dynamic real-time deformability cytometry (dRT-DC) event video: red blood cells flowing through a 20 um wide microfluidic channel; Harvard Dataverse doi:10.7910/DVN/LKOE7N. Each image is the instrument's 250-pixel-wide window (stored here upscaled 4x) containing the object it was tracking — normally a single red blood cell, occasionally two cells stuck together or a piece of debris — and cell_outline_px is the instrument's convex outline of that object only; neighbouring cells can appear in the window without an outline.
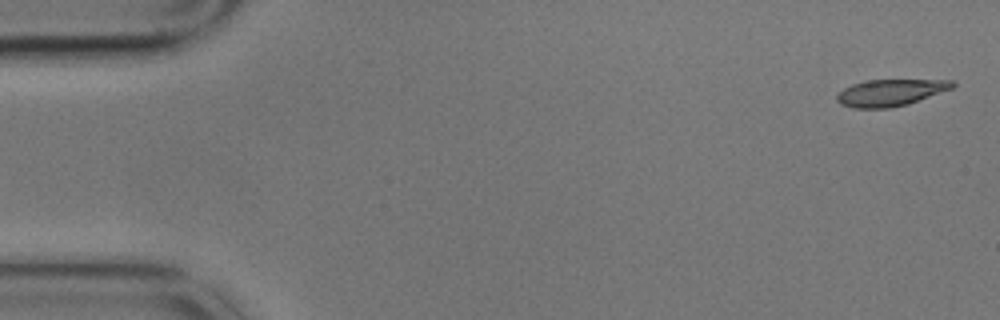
{"species": "common noctule bat (a hibernating species)", "species_latin": "Nyctalus noctula", "temperature_condition": "cold", "stored_images_in_passage": 5, "segment_of_instrument_passage": [1, 2], "camera_frame_rate_fps": 3000, "um_per_image_px": 0.085, "animal": {"sex": "male", "body_mass_g": 17.9}, "frame": {"image": 1, "passage_image": 1, "time_ms": 0.0, "image_size_px": [1000, 320], "cell_outline_px": [[956, 84], [952, 88], [908, 104], [892, 108], [852, 108], [840, 104], [836, 100], [836, 96], [844, 88], [852, 84], [868, 80], [952, 80]], "centroid_in_image_um": [75.66, 7.88], "position_along_channel_um": 9.3, "area_um2": 17.92}}
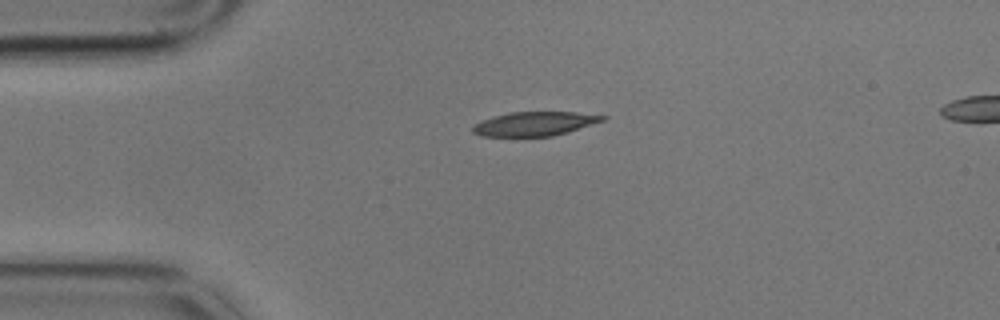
{"frame": {"image": 2, "passage_image": 4, "time_ms": 1.0, "image_size_px": [1000, 320], "cell_outline_px": [[608, 116], [604, 120], [568, 132], [552, 136], [480, 136], [472, 132], [472, 124], [480, 120], [492, 116], [512, 112], [576, 112]], "centroid_in_image_um": [45.39, 10.52], "position_along_channel_um": 39.6, "area_um2": 18.26}}